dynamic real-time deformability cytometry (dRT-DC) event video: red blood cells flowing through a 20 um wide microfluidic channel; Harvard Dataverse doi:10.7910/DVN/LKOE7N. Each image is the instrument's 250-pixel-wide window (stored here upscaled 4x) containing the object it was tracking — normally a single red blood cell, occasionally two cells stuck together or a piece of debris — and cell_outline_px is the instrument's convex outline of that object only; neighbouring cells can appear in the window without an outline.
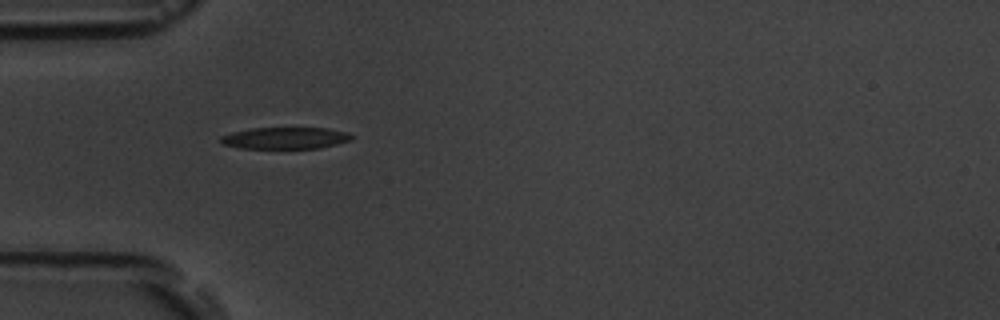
{"species": "common noctule bat (a hibernating species)", "species_latin": "Nyctalus noctula", "temperature_condition": "room temperature", "stored_images_in_passage": 5, "camera_frame_rate_fps": 3000, "um_per_image_px": 0.085, "animal": {"sex": "male", "body_mass_g": 19.5, "forearm_length_mm": 54.6}, "frame": {"image": 1, "passage_image": 1, "time_ms": 0.0, "image_size_px": [1000, 320], "cell_outline_px": [[352, 140], [320, 148], [240, 148], [224, 144], [220, 140], [220, 136], [232, 132], [252, 128], [328, 128], [348, 132], [352, 136]], "centroid_in_image_um": [24.26, 11.73], "position_along_channel_um": 60.7, "area_um2": 16.47}}
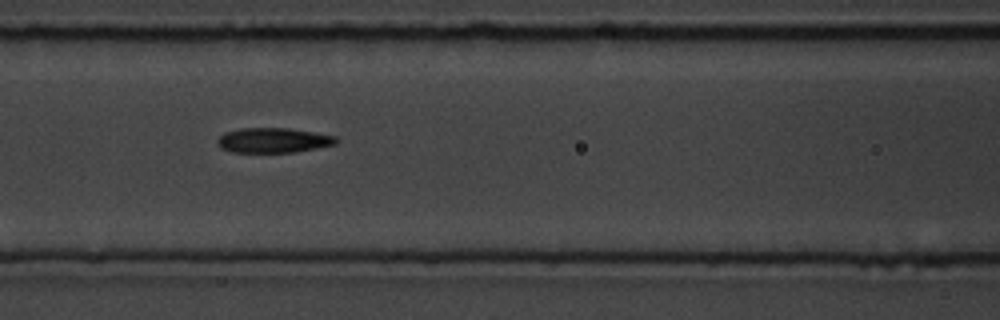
{"frame": {"image": 2, "passage_image": 3, "time_ms": 2.333, "image_size_px": [1000, 320], "cell_outline_px": [[340, 140], [336, 144], [296, 152], [232, 152], [220, 148], [216, 144], [216, 140], [224, 132], [240, 128], [288, 128], [336, 136]], "centroid_in_image_um": [23.21, 11.92], "position_along_channel_um": 143.4, "area_um2": 17.34}}
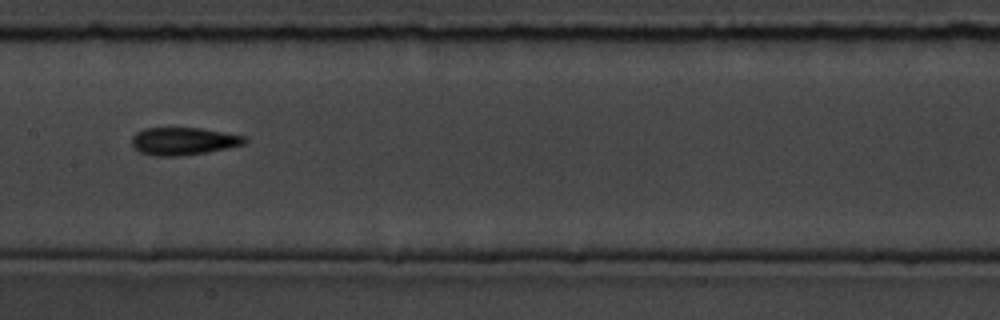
{"frame": {"image": 3, "passage_image": 4, "time_ms": 3.667, "image_size_px": [1000, 320], "cell_outline_px": [[248, 140], [244, 144], [228, 148], [180, 156], [156, 156], [140, 152], [132, 144], [132, 136], [136, 132], [144, 128], [200, 128], [224, 132], [244, 136]], "centroid_in_image_um": [15.58, 11.99], "position_along_channel_um": 191.8, "area_um2": 18.03}}